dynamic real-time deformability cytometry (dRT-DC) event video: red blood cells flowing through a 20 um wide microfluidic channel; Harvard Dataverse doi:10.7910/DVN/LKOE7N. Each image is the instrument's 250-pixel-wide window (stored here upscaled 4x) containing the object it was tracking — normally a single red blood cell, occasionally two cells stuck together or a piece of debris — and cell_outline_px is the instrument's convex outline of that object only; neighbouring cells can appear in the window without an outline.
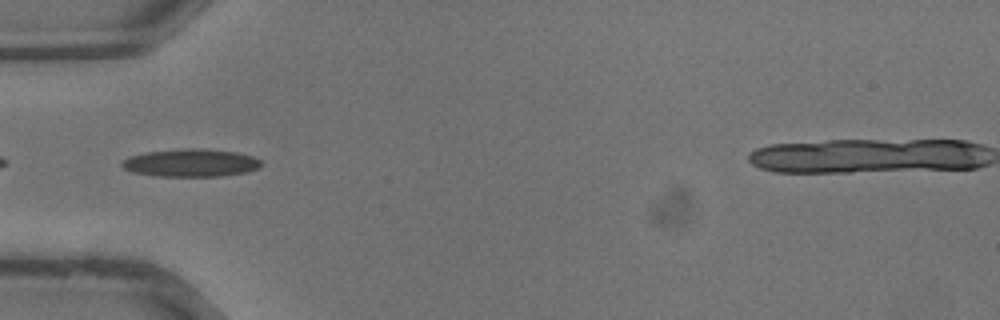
{"species": "common noctule bat (a hibernating species)", "species_latin": "Nyctalus noctula", "temperature_condition": "warm", "stored_images_in_passage": 25, "camera_frame_rate_fps": 3000, "um_per_image_px": 0.085, "animal": {"sex": "male", "body_mass_g": 13.3}, "frame": {"image": 1, "passage_image": 1, "time_ms": 0.0, "image_size_px": [1000, 320], "cell_outline_px": [[260, 168], [244, 172], [220, 176], [156, 176], [132, 172], [124, 168], [120, 164], [120, 160], [128, 156], [148, 152], [188, 148], [200, 148], [236, 152], [252, 156], [260, 160]], "centroid_in_image_um": [16.17, 13.84], "position_along_channel_um": 68.8, "area_um2": 22.48}}